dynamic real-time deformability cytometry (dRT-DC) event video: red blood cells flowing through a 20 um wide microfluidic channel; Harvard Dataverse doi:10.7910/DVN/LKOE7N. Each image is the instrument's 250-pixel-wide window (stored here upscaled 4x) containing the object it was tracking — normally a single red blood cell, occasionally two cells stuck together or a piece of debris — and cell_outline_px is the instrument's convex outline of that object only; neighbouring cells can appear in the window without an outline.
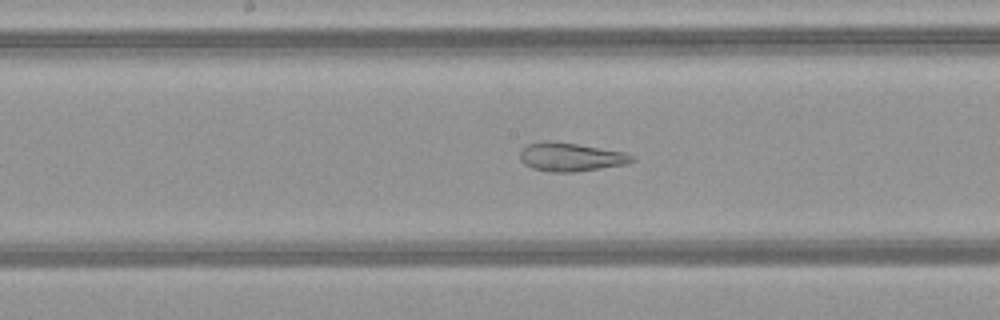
{"species": "common noctule bat (a hibernating species)", "species_latin": "Nyctalus noctula", "temperature_condition": "warm", "stored_images_in_passage": 51, "camera_frame_rate_fps": 3000, "um_per_image_px": 0.085, "animal": {"sex": "female", "body_mass_g": 21.9}, "frame": {"image": 1, "passage_image": 27, "time_ms": 8.667, "image_size_px": [1000, 320], "cell_outline_px": [[636, 160], [628, 164], [576, 172], [552, 172], [532, 168], [524, 164], [520, 160], [520, 152], [528, 144], [544, 140], [548, 140], [576, 144], [624, 152], [636, 156]], "centroid_in_image_um": [48.54, 13.35], "position_along_channel_um": 199.7, "area_um2": 18.73}}
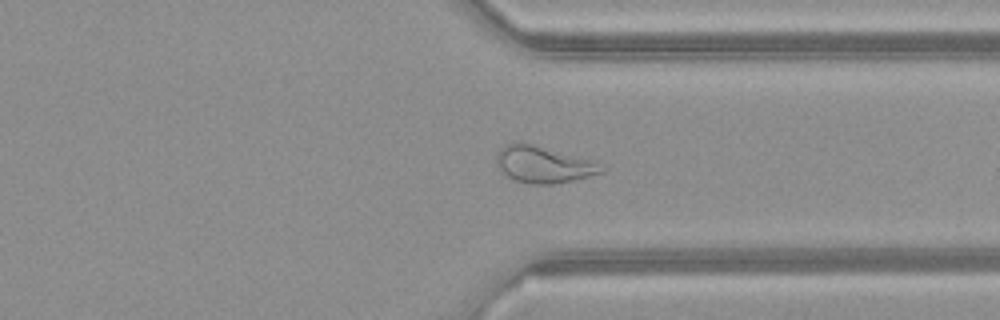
{"frame": {"image": 2, "passage_image": 39, "time_ms": 12.667, "image_size_px": [1000, 320], "cell_outline_px": [[604, 172], [572, 180], [552, 184], [532, 184], [516, 180], [508, 176], [496, 164], [496, 156], [500, 148], [504, 144], [516, 140], [520, 140], [596, 160], [604, 168]], "centroid_in_image_um": [46.19, 13.93], "position_along_channel_um": 365.2, "area_um2": 22.83}}
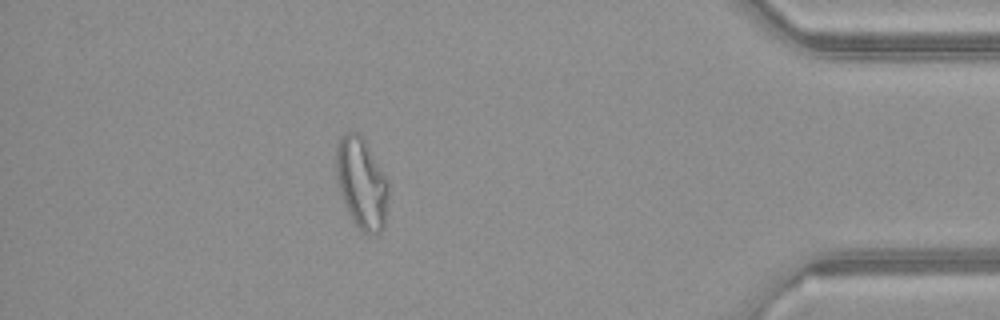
{"frame": {"image": 3, "passage_image": 45, "time_ms": 14.667, "image_size_px": [1000, 320], "cell_outline_px": [[388, 196], [384, 228], [380, 232], [372, 236], [368, 236], [356, 228], [352, 220], [340, 192], [336, 180], [336, 148], [344, 132], [360, 132], [388, 180]], "centroid_in_image_um": [30.74, 15.61], "position_along_channel_um": 404.5, "area_um2": 28.03}, "authors_computed_cell_mechanics": {"area_um2": 27.166, "velocity_mm_per_s": 4.1512, "shape_relaxation_time_tau1_ms": null, "shape_relaxation_time_tau2_ms": 1.2096, "deformation_change_tau1": null, "deformation_change_tau2": 0.0993}}